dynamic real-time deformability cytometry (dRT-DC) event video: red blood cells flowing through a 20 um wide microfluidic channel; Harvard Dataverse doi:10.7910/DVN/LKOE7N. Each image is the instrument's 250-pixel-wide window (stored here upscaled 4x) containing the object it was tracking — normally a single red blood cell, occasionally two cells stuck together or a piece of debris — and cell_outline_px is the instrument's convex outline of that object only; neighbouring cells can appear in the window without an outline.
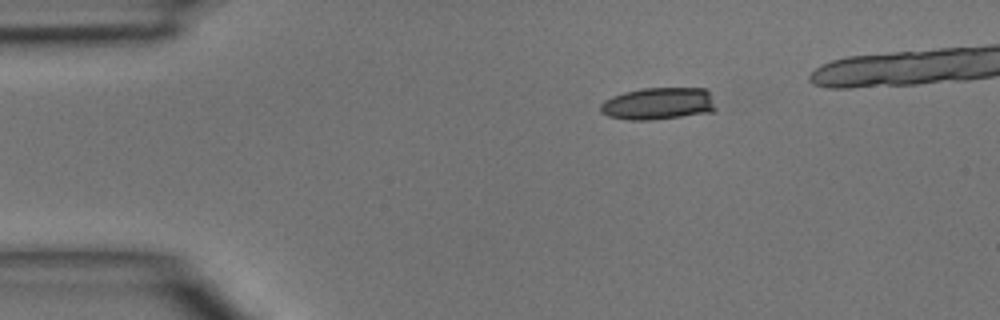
{"species": "common noctule bat (a hibernating species)", "species_latin": "Nyctalus noctula", "temperature_condition": "room temperature", "stored_images_in_passage": 12, "camera_frame_rate_fps": 3000, "um_per_image_px": 0.085, "animal": {"sex": "male", "body_mass_g": 15.6}, "frame": {"image": 1, "passage_image": 1, "time_ms": 0.0, "image_size_px": [1000, 320], "cell_outline_px": [[716, 108], [712, 112], [652, 120], [628, 120], [608, 116], [600, 112], [600, 104], [604, 100], [612, 96], [624, 92], [644, 88], [704, 88], [708, 92]], "centroid_in_image_um": [55.91, 8.81], "position_along_channel_um": 29.1, "area_um2": 21.62}}
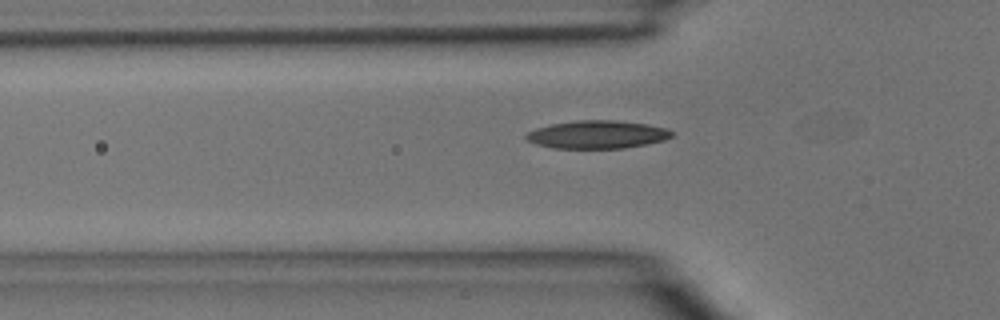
{"frame": {"image": 2, "passage_image": 8, "time_ms": 2.333, "image_size_px": [1000, 320], "cell_outline_px": [[676, 132], [672, 136], [664, 140], [624, 148], [552, 148], [536, 144], [528, 140], [524, 136], [528, 132], [536, 128], [552, 124], [576, 120], [616, 120], [648, 124], [668, 128]], "centroid_in_image_um": [50.8, 11.43], "position_along_channel_um": 75.0, "area_um2": 23.81}}